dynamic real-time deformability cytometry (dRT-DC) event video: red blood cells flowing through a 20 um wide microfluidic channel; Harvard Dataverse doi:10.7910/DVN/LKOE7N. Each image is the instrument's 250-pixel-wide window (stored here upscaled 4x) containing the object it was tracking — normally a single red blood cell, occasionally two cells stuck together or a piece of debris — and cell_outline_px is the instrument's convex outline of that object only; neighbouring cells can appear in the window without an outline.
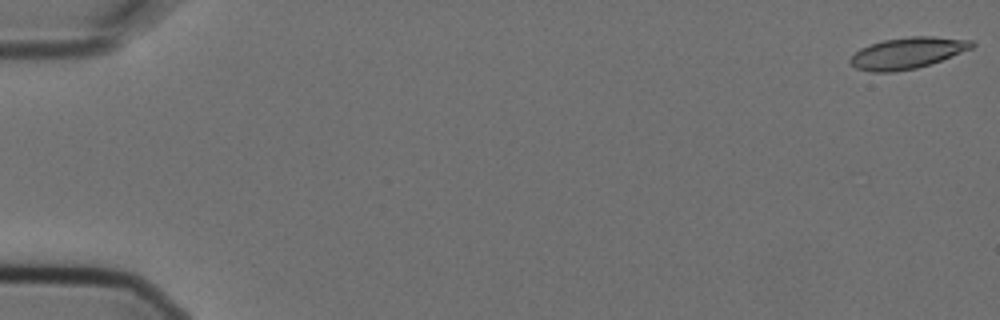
{"species": "Egyptian fruit bat (a non-hibernating species)", "species_latin": "Rousettus aegyptiacus", "temperature_condition": "cold", "stored_images_in_passage": 9, "camera_frame_rate_fps": 3000, "um_per_image_px": 0.085, "animal": {"sex": "female"}, "frame": {"image": 1, "passage_image": 1, "time_ms": 0.0, "image_size_px": [1000, 320], "cell_outline_px": [[976, 44], [972, 48], [940, 60], [916, 68], [892, 72], [872, 72], [856, 68], [848, 60], [860, 48], [884, 40], [908, 36], [932, 36], [972, 40]], "centroid_in_image_um": [77.12, 4.5], "position_along_channel_um": 7.9, "area_um2": 21.91}}
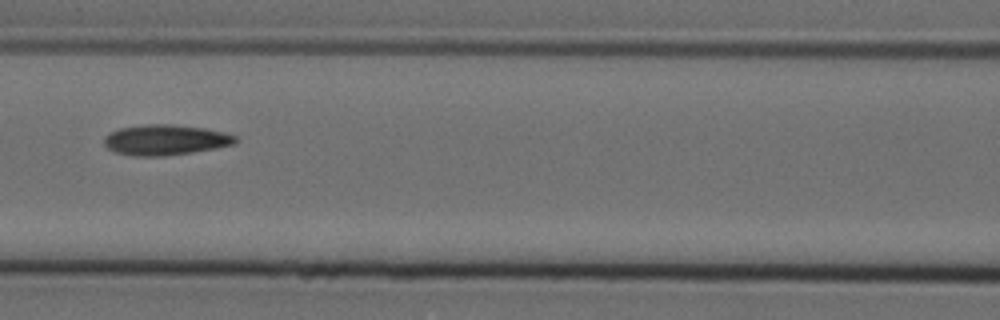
{"frame": {"image": 2, "passage_image": 8, "time_ms": 2.333, "image_size_px": [1000, 320], "cell_outline_px": [[240, 140], [236, 144], [216, 148], [192, 152], [164, 156], [132, 156], [116, 152], [108, 148], [104, 144], [104, 136], [108, 132], [120, 128], [148, 124], [172, 124], [204, 128], [224, 132], [236, 136]], "centroid_in_image_um": [14.07, 11.89], "position_along_channel_um": 152.5, "area_um2": 23.47}}
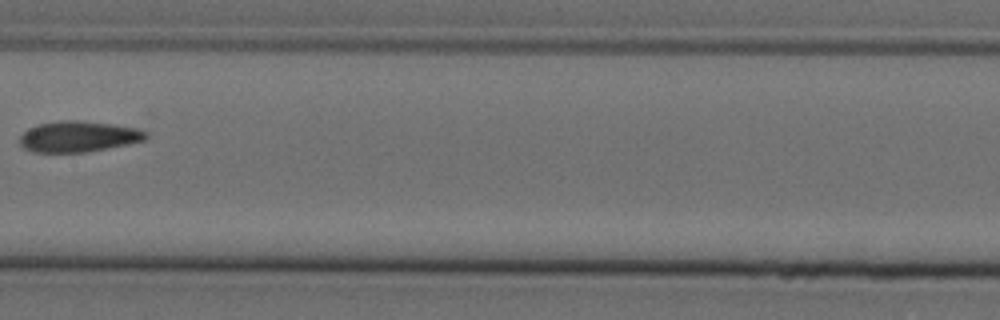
{"frame": {"image": 3, "passage_image": 9, "time_ms": 2.667, "image_size_px": [1000, 320], "cell_outline_px": [[148, 136], [144, 140], [128, 144], [84, 152], [32, 152], [24, 148], [20, 144], [20, 136], [28, 128], [36, 124], [60, 120], [76, 120], [112, 124], [140, 128], [148, 132]], "centroid_in_image_um": [6.66, 11.59], "position_along_channel_um": 200.7, "area_um2": 22.77}}